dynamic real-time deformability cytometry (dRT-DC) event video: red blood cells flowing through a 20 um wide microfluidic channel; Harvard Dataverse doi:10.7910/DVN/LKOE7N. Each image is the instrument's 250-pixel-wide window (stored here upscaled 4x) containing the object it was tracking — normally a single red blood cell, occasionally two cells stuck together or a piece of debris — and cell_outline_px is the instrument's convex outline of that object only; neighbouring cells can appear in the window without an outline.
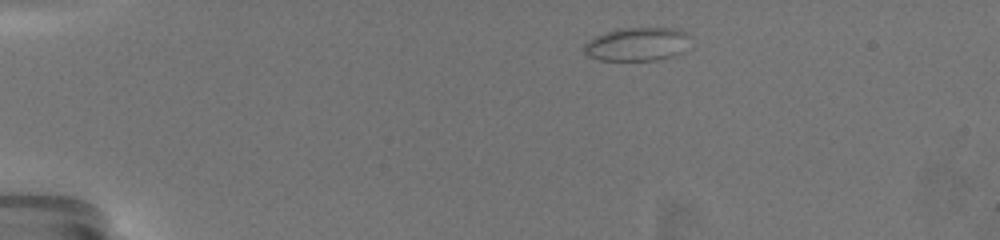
{"species": "common noctule bat (a hibernating species)", "species_latin": "Nyctalus noctula", "temperature_condition": "warm", "stored_images_in_passage": 31, "camera_frame_rate_fps": 3000, "um_per_image_px": 0.085, "animal": {"sex": "female", "body_mass_g": 19.5, "forearm_length_mm": 54.1}, "frame": {"image": 1, "passage_image": 1, "time_ms": 0.0, "image_size_px": [1000, 240], "cell_outline_px": [[684, 36], [664, 56], [652, 60], [600, 60], [588, 56], [584, 52], [584, 44], [596, 36], [608, 32], [624, 28], [668, 28], [684, 32]], "centroid_in_image_um": [53.81, 3.74], "position_along_channel_um": 31.2, "area_um2": 18.55}}
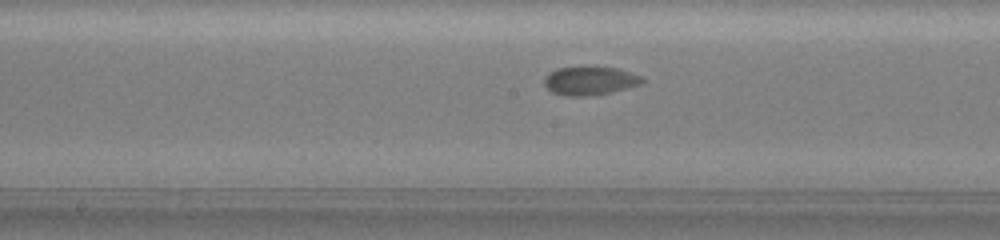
{"frame": {"image": 2, "passage_image": 15, "time_ms": 7.333, "image_size_px": [1000, 240], "cell_outline_px": [[644, 80], [640, 84], [608, 92], [584, 96], [568, 96], [552, 92], [544, 84], [544, 76], [560, 68], [616, 68], [640, 76]], "centroid_in_image_um": [50.1, 6.88], "position_along_channel_um": 198.1, "area_um2": 15.49}}
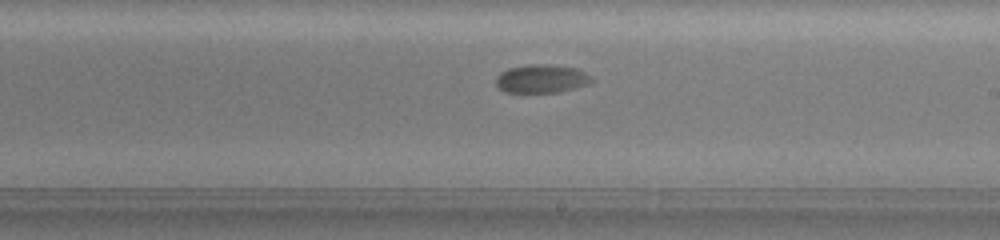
{"frame": {"image": 3, "passage_image": 18, "time_ms": 8.667, "image_size_px": [1000, 240], "cell_outline_px": [[592, 80], [588, 84], [560, 92], [504, 92], [496, 84], [496, 76], [500, 72], [508, 68], [528, 64], [552, 64], [576, 68], [584, 72]], "centroid_in_image_um": [45.99, 6.68], "position_along_channel_um": 243.0, "area_um2": 15.78}}